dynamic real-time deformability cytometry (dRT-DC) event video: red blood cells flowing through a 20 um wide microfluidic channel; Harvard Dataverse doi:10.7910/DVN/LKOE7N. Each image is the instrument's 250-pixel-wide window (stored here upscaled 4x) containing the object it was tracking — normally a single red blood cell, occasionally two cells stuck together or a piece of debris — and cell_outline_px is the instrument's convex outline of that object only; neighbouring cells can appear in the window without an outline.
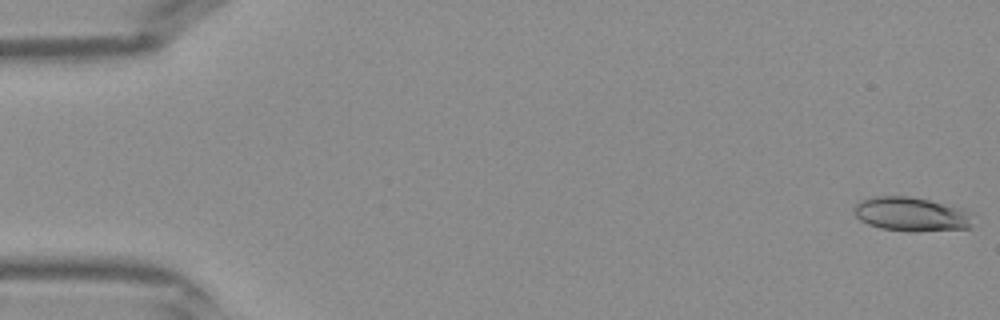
{"species": "Egyptian fruit bat (a non-hibernating species)", "species_latin": "Rousettus aegyptiacus", "temperature_condition": "warm", "stored_images_in_passage": 13, "camera_frame_rate_fps": 3000, "um_per_image_px": 0.085, "frame": {"image": 1, "passage_image": 1, "time_ms": 0.0, "image_size_px": [1000, 320], "cell_outline_px": [[972, 228], [916, 232], [908, 232], [880, 228], [868, 224], [860, 220], [852, 212], [852, 208], [860, 200], [876, 196], [908, 196], [928, 200], [964, 208]], "centroid_in_image_um": [77.38, 18.21], "position_along_channel_um": 7.6, "area_um2": 23.64}}